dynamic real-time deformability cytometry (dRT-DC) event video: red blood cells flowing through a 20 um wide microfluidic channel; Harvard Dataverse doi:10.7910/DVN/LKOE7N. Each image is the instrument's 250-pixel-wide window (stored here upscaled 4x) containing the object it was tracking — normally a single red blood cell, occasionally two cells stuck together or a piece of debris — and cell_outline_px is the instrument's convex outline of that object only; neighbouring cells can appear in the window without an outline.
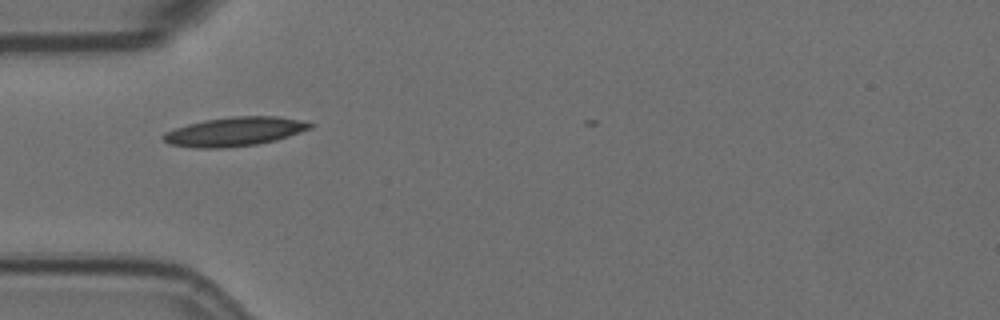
{"species": "Egyptian fruit bat (a non-hibernating species)", "species_latin": "Rousettus aegyptiacus", "temperature_condition": "room temperature", "stored_images_in_passage": 32, "camera_frame_rate_fps": 3000, "um_per_image_px": 0.085, "animal": {"sex": "female"}, "frame": {"image": 1, "passage_image": 1, "time_ms": 0.0, "image_size_px": [1000, 320], "cell_outline_px": [[316, 124], [312, 128], [276, 140], [256, 144], [224, 148], [196, 148], [168, 144], [160, 136], [164, 132], [188, 124], [204, 120], [232, 116], [280, 116], [300, 120]], "centroid_in_image_um": [19.94, 11.18], "position_along_channel_um": 65.1, "area_um2": 24.91}}
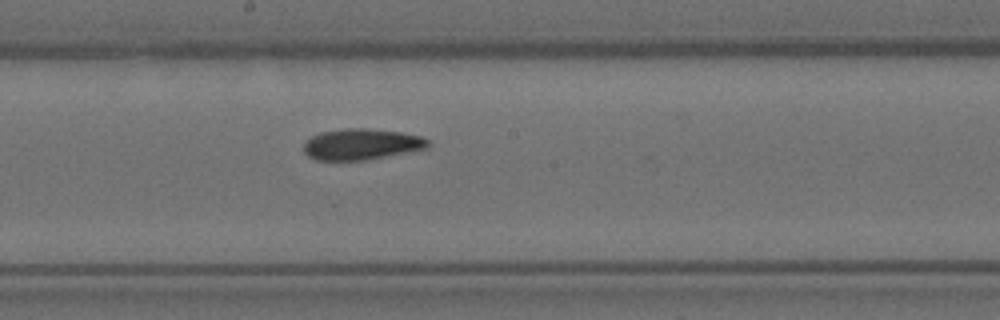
{"frame": {"image": 2, "passage_image": 14, "time_ms": 4.333, "image_size_px": [1000, 320], "cell_outline_px": [[428, 148], [368, 160], [316, 160], [308, 156], [304, 152], [304, 144], [312, 136], [320, 132], [344, 128], [368, 128], [400, 132], [420, 136], [428, 140]], "centroid_in_image_um": [30.71, 12.26], "position_along_channel_um": 217.5, "area_um2": 22.48}}
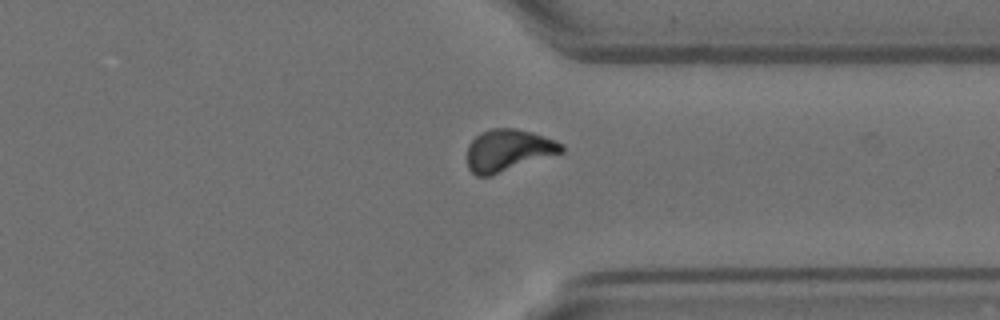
{"frame": {"image": 3, "passage_image": 27, "time_ms": 8.667, "image_size_px": [1000, 320], "cell_outline_px": [[564, 152], [492, 176], [476, 176], [468, 168], [468, 144], [480, 132], [492, 128], [516, 128], [532, 132], [556, 140], [564, 144]], "centroid_in_image_um": [43.22, 12.78], "position_along_channel_um": 368.2, "area_um2": 23.35}}